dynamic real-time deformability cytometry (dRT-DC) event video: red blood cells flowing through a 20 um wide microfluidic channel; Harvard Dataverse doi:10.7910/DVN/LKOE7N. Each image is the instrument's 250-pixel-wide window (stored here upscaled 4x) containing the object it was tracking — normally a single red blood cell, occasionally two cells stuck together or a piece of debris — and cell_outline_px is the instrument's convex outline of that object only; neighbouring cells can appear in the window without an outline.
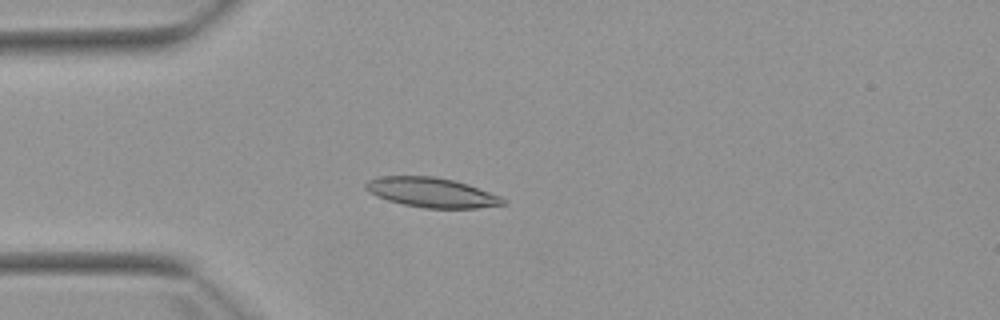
{"species": "Egyptian fruit bat (a non-hibernating species)", "species_latin": "Rousettus aegyptiacus", "temperature_condition": "warm", "stored_images_in_passage": 3, "camera_frame_rate_fps": 3000, "um_per_image_px": 0.085, "animal": {"sex": "female"}, "frame": {"image": 1, "passage_image": 3, "time_ms": 3.0, "image_size_px": [1000, 320], "cell_outline_px": [[508, 204], [476, 208], [424, 208], [404, 204], [388, 200], [376, 196], [364, 188], [364, 184], [368, 180], [376, 176], [432, 176], [452, 180], [468, 184], [500, 196], [508, 200]], "centroid_in_image_um": [36.69, 16.36], "position_along_channel_um": 48.3, "area_um2": 23.81}}